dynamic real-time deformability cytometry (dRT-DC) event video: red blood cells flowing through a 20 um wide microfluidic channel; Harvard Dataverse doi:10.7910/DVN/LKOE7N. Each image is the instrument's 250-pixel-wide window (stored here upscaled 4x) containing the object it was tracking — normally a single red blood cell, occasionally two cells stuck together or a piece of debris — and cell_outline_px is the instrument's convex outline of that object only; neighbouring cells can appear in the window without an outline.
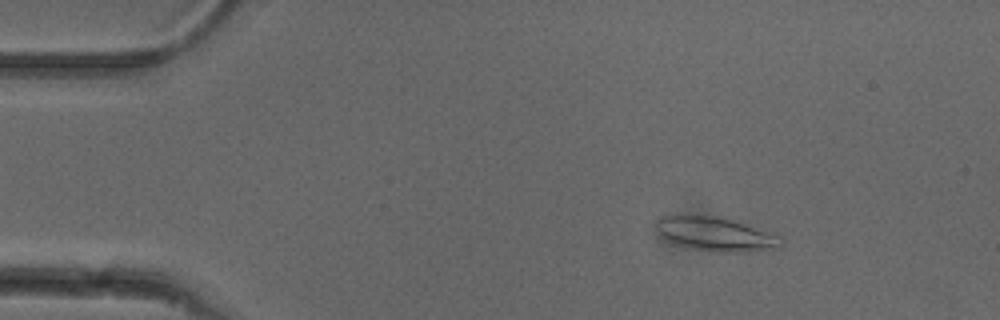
{"species": "common noctule bat (a hibernating species)", "species_latin": "Nyctalus noctula", "temperature_condition": "cold", "stored_images_in_passage": 53, "camera_frame_rate_fps": 3000, "um_per_image_px": 0.085, "animal": {"sex": "female"}, "frame": {"image": 1, "passage_image": 8, "time_ms": 2.333, "image_size_px": [1000, 320], "cell_outline_px": [[784, 244], [776, 248], [744, 252], [724, 252], [696, 248], [680, 244], [664, 236], [656, 228], [656, 220], [660, 216], [676, 212], [680, 212], [716, 216], [732, 220], [780, 236], [784, 240]], "centroid_in_image_um": [60.8, 19.83], "position_along_channel_um": 24.2, "area_um2": 24.62}}
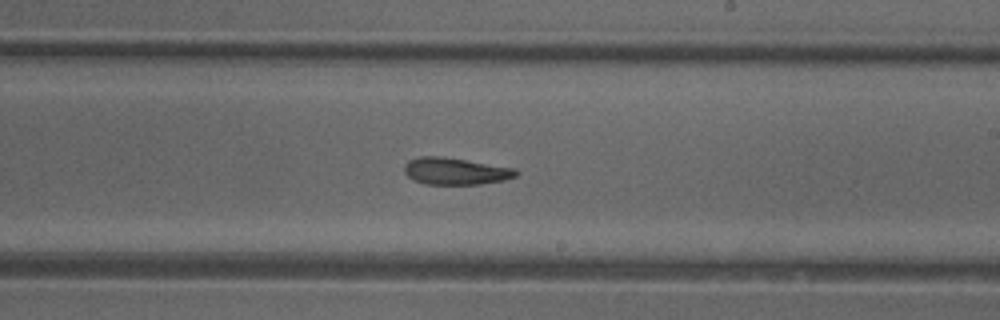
{"frame": {"image": 2, "passage_image": 31, "time_ms": 10.0, "image_size_px": [1000, 320], "cell_outline_px": [[520, 172], [516, 176], [504, 180], [480, 184], [424, 184], [408, 176], [404, 172], [404, 164], [408, 160], [420, 156], [444, 156], [516, 168]], "centroid_in_image_um": [38.73, 14.53], "position_along_channel_um": 250.3, "area_um2": 17.69}}
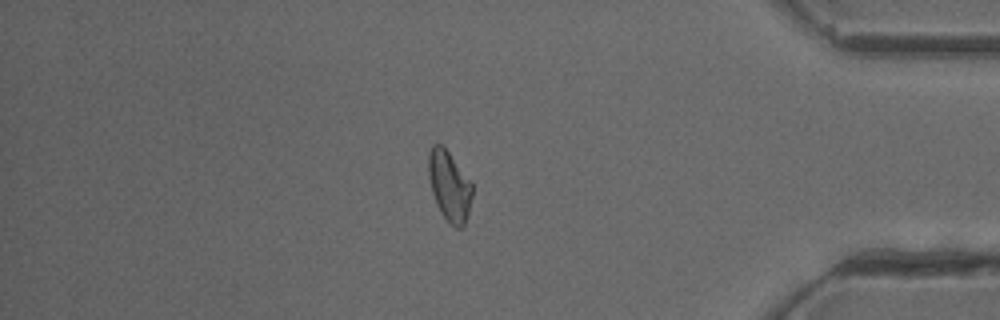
{"frame": {"image": 3, "passage_image": 45, "time_ms": 14.667, "image_size_px": [1000, 320], "cell_outline_px": [[472, 196], [468, 216], [464, 224], [460, 228], [456, 228], [440, 212], [436, 204], [432, 192], [428, 176], [428, 152], [432, 144], [440, 144], [448, 152], [472, 184]], "centroid_in_image_um": [38.17, 15.81], "position_along_channel_um": 397.0, "area_um2": 17.63}, "authors_computed_cell_mechanics": {"area_um2": 18.3804, "velocity_mm_per_s": 3.8893, "shape_relaxation_time_tau1_ms": 6.128, "shape_relaxation_time_tau2_ms": 7.7873, "deformation_change_tau1": 0.1336, "deformation_change_tau2": 0.1769}}